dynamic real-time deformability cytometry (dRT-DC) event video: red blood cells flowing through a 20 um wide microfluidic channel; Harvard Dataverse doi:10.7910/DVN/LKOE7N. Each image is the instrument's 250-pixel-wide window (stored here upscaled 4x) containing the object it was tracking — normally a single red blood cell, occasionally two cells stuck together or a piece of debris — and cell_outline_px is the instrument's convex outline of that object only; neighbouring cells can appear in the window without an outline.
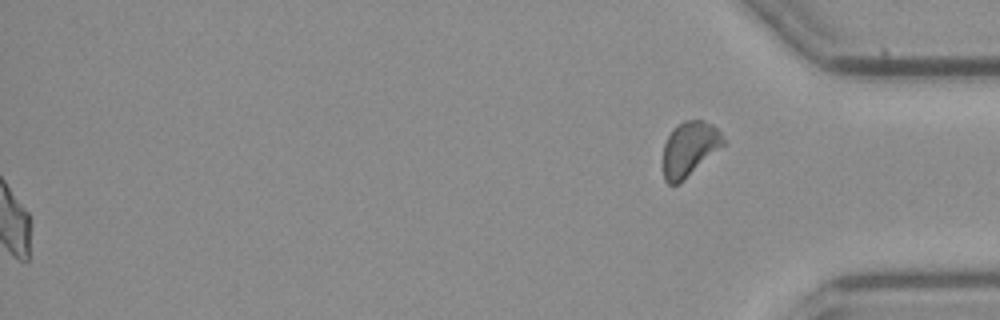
{"species": "common noctule bat (a hibernating species)", "species_latin": "Nyctalus noctula", "temperature_condition": "cold", "stored_images_in_passage": 54, "segment_of_instrument_passage": [2, 2], "camera_frame_rate_fps": 3000, "um_per_image_px": 0.085, "animal": {"sex": "female", "body_mass_g": 21.9}, "frame": {"image": 1, "passage_image": 54, "time_ms": 17.667, "image_size_px": [1000, 320], "cell_outline_px": [[728, 144], [680, 184], [668, 184], [664, 180], [664, 144], [672, 128], [684, 120], [704, 120], [712, 124], [720, 132]], "centroid_in_image_um": [58.66, 12.66], "position_along_channel_um": 376.5, "area_um2": 19.71}}